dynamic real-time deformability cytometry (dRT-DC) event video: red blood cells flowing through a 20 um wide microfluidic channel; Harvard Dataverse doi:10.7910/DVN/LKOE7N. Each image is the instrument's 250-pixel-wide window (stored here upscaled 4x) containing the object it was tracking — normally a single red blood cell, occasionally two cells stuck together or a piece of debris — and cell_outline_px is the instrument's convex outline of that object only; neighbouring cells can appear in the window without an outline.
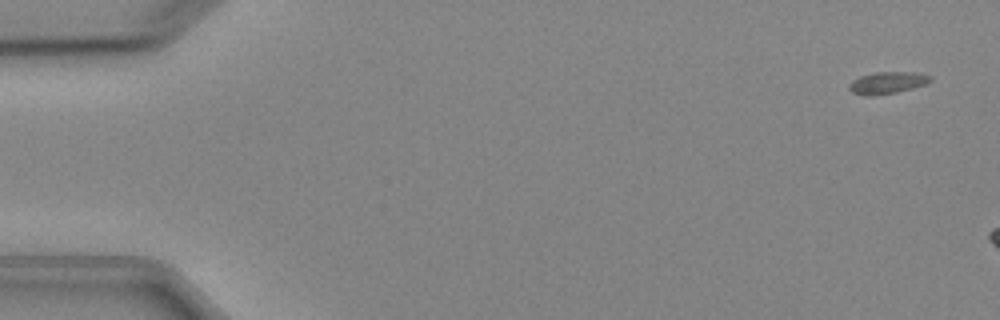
{"species": "Egyptian fruit bat (a non-hibernating species)", "species_latin": "Rousettus aegyptiacus", "temperature_condition": "cold", "stored_images_in_passage": 3, "camera_frame_rate_fps": 3000, "um_per_image_px": 0.085, "animal": {"sex": "female"}, "frame": {"image": 1, "passage_image": 1, "time_ms": 0.0, "image_size_px": [1000, 320], "cell_outline_px": [[932, 80], [924, 84], [912, 88], [896, 92], [872, 96], [864, 96], [852, 92], [848, 88], [848, 84], [852, 80], [860, 76], [876, 72], [920, 72], [932, 76]], "centroid_in_image_um": [75.41, 7.03], "position_along_channel_um": 9.6, "area_um2": 10.46}}